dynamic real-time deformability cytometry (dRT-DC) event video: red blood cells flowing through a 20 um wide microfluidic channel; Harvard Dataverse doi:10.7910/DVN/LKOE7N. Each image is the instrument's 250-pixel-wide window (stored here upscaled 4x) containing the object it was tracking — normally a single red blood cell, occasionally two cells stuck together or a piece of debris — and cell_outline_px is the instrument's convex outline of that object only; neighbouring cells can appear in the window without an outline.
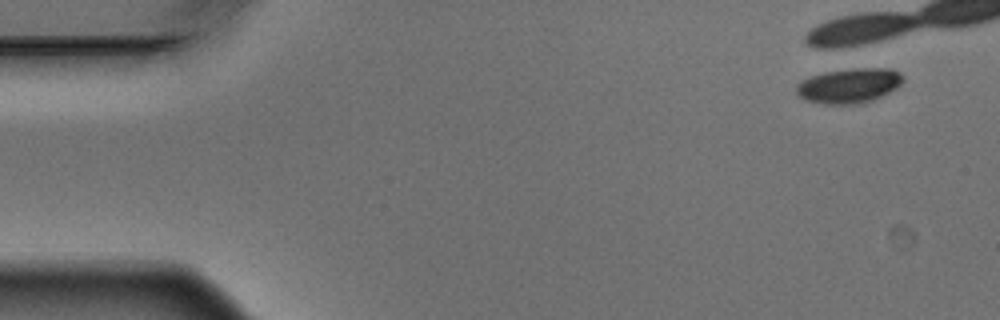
{"species": "Egyptian fruit bat (a non-hibernating species)", "species_latin": "Rousettus aegyptiacus", "temperature_condition": "warm", "stored_images_in_passage": 1, "camera_frame_rate_fps": 3000, "um_per_image_px": 0.085, "animal": {"sex": "male"}, "frame": {"image": 1, "passage_image": 1, "time_ms": 0.0, "image_size_px": [1000, 320], "cell_outline_px": [[904, 80], [896, 88], [872, 100], [860, 104], [824, 104], [804, 100], [796, 92], [796, 84], [812, 76], [828, 72], [856, 68], [888, 68], [900, 72], [904, 76]], "centroid_in_image_um": [72.19, 7.29], "position_along_channel_um": 12.8, "area_um2": 21.44}}